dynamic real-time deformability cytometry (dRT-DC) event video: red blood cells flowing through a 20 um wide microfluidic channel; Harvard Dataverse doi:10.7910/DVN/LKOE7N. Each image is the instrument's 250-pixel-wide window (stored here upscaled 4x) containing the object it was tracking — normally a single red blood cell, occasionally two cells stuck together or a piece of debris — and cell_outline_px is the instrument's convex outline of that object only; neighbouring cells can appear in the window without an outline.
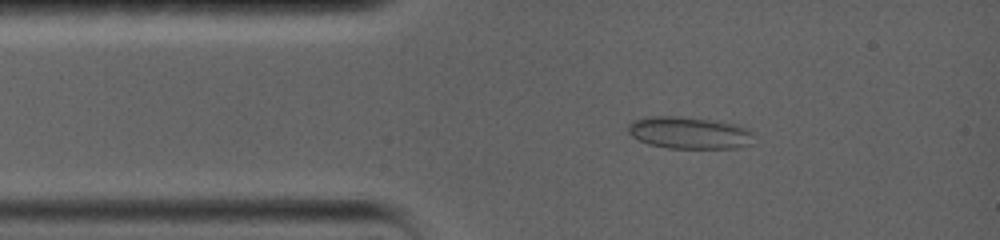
{"species": "common noctule bat (a hibernating species)", "species_latin": "Nyctalus noctula", "temperature_condition": "warm", "stored_images_in_passage": 62, "camera_frame_rate_fps": 5000, "um_per_image_px": 0.085, "animal": {"sex": "female", "body_mass_g": 19.0, "forearm_length_mm": 56.7}, "frame": {"image": 1, "passage_image": 8, "time_ms": 2.0, "image_size_px": [1000, 240], "cell_outline_px": [[752, 144], [736, 148], [668, 148], [648, 144], [632, 136], [628, 132], [628, 124], [632, 120], [648, 116], [680, 116], [720, 120], [740, 124], [748, 128], [752, 132]], "centroid_in_image_um": [58.62, 11.27], "position_along_channel_um": 26.4, "area_um2": 23.99}}
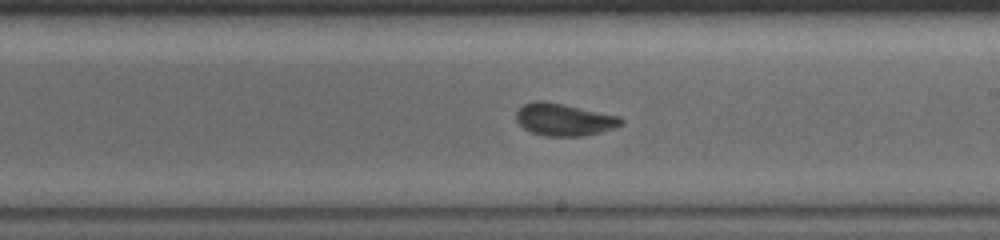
{"frame": {"image": 2, "passage_image": 30, "time_ms": 8.6, "image_size_px": [1000, 240], "cell_outline_px": [[624, 124], [600, 132], [584, 136], [544, 136], [532, 132], [524, 128], [516, 120], [516, 112], [524, 104], [536, 100], [540, 100], [564, 104], [620, 116], [624, 120]], "centroid_in_image_um": [47.96, 10.16], "position_along_channel_um": 241.0, "area_um2": 19.71}}
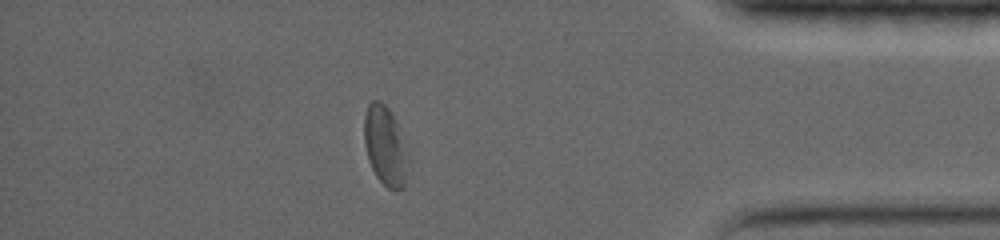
{"frame": {"image": 3, "passage_image": 48, "time_ms": 14.0, "image_size_px": [1000, 240], "cell_outline_px": [[408, 160], [404, 188], [388, 188], [376, 176], [368, 160], [364, 144], [364, 116], [368, 104], [372, 100], [380, 100], [388, 108], [396, 124], [408, 152]], "centroid_in_image_um": [32.72, 12.39], "position_along_channel_um": 402.5, "area_um2": 20.06}, "authors_computed_cell_mechanics": {"area_um2": 20.2589, "velocity_mm_per_s": 3.5824, "shape_relaxation_time_tau1_ms": 4.548, "shape_relaxation_time_tau2_ms": null, "deformation_change_tau1": 0.1052, "deformation_change_tau2": null}}